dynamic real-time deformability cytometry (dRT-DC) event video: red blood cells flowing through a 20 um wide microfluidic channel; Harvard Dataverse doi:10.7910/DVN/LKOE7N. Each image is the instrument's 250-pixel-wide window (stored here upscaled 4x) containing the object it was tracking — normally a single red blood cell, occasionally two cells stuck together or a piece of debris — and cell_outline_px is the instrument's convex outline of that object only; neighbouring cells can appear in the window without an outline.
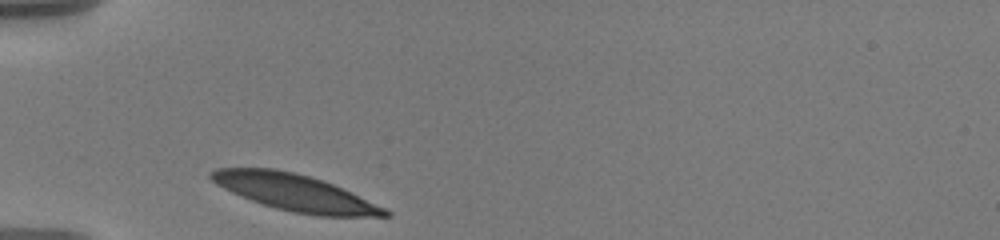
{"species": "human", "species_latin": "Homo sapiens", "temperature_condition": "warm", "stored_images_in_passage": 4, "camera_frame_rate_fps": 3000, "um_per_image_px": 0.085, "donor": {"sex": "male"}, "frame": {"image": 1, "passage_image": 1, "time_ms": 0.0, "image_size_px": [1000, 240], "cell_outline_px": [[392, 216], [316, 216], [292, 212], [276, 208], [252, 200], [232, 192], [216, 184], [208, 176], [208, 172], [216, 168], [276, 168], [324, 180], [384, 208], [392, 212]], "centroid_in_image_um": [25.04, 16.36], "position_along_channel_um": 60.0, "area_um2": 36.59}}
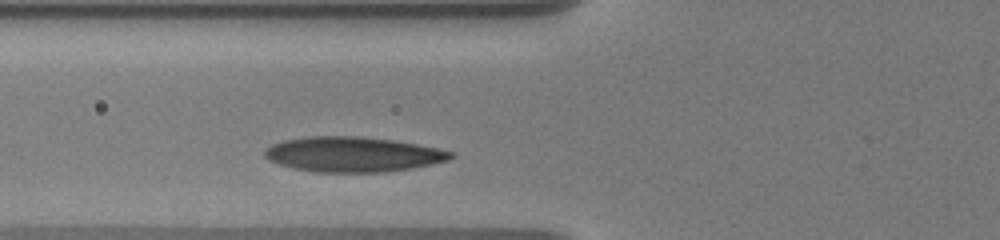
{"frame": {"image": 2, "passage_image": 4, "time_ms": 1.333, "image_size_px": [1000, 240], "cell_outline_px": [[456, 156], [448, 160], [432, 164], [412, 168], [380, 172], [316, 172], [296, 168], [280, 164], [268, 160], [264, 156], [264, 152], [272, 144], [284, 140], [308, 136], [356, 136], [392, 140], [416, 144], [456, 152]], "centroid_in_image_um": [30.02, 13.12], "position_along_channel_um": 95.8, "area_um2": 37.8}}